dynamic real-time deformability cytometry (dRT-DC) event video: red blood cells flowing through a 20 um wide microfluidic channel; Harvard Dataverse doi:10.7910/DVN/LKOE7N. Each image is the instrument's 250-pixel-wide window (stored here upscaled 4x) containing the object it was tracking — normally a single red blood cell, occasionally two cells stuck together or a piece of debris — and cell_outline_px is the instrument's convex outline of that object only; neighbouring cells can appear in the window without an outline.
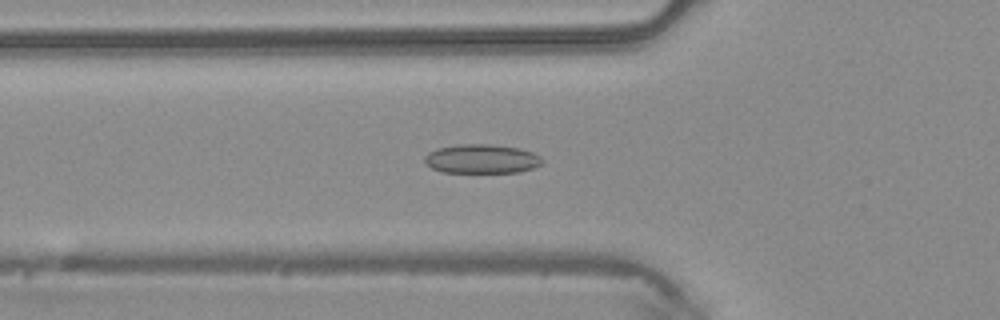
{"species": "common noctule bat (a hibernating species)", "species_latin": "Nyctalus noctula", "temperature_condition": "warm", "stored_images_in_passage": 39, "camera_frame_rate_fps": 3000, "um_per_image_px": 0.085, "animal": {"sex": "male", "body_mass_g": 20.4}, "frame": {"image": 1, "passage_image": 9, "time_ms": 2.667, "image_size_px": [1000, 320], "cell_outline_px": [[544, 160], [540, 164], [532, 168], [520, 172], [440, 172], [432, 168], [424, 160], [424, 156], [428, 152], [436, 148], [460, 144], [492, 144], [520, 148], [532, 152], [540, 156]], "centroid_in_image_um": [40.93, 13.49], "position_along_channel_um": 84.9, "area_um2": 20.0}}
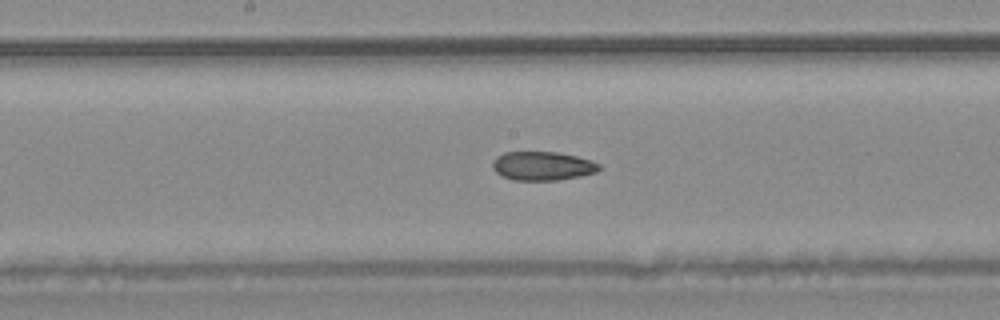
{"frame": {"image": 2, "passage_image": 17, "time_ms": 5.333, "image_size_px": [1000, 320], "cell_outline_px": [[600, 168], [596, 172], [580, 176], [556, 180], [512, 180], [500, 176], [492, 168], [492, 160], [496, 156], [504, 152], [556, 152], [576, 156], [592, 160], [600, 164]], "centroid_in_image_um": [46.07, 14.1], "position_along_channel_um": 202.1, "area_um2": 18.03}}
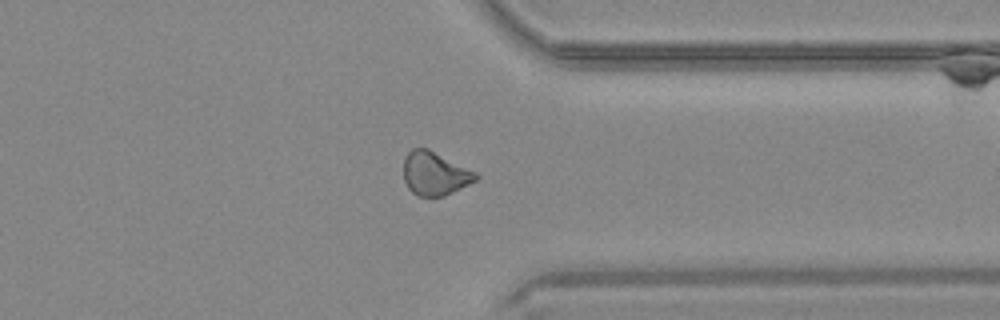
{"frame": {"image": 3, "passage_image": 29, "time_ms": 9.333, "image_size_px": [1000, 320], "cell_outline_px": [[480, 176], [476, 180], [444, 196], [416, 196], [408, 188], [404, 180], [404, 160], [408, 152], [412, 148], [428, 148], [476, 172]], "centroid_in_image_um": [36.95, 14.75], "position_along_channel_um": 374.5, "area_um2": 18.21}}